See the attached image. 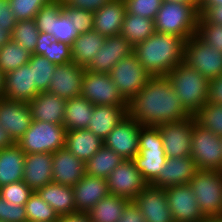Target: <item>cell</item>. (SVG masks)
<instances>
[{"label":"cell","instance_id":"obj_19","mask_svg":"<svg viewBox=\"0 0 222 222\" xmlns=\"http://www.w3.org/2000/svg\"><path fill=\"white\" fill-rule=\"evenodd\" d=\"M133 201L146 222H174L164 188L148 184Z\"/></svg>","mask_w":222,"mask_h":222},{"label":"cell","instance_id":"obj_35","mask_svg":"<svg viewBox=\"0 0 222 222\" xmlns=\"http://www.w3.org/2000/svg\"><path fill=\"white\" fill-rule=\"evenodd\" d=\"M129 200L112 194L97 202L87 214L91 222H119Z\"/></svg>","mask_w":222,"mask_h":222},{"label":"cell","instance_id":"obj_25","mask_svg":"<svg viewBox=\"0 0 222 222\" xmlns=\"http://www.w3.org/2000/svg\"><path fill=\"white\" fill-rule=\"evenodd\" d=\"M22 180L33 191H37L52 182V153L26 154Z\"/></svg>","mask_w":222,"mask_h":222},{"label":"cell","instance_id":"obj_21","mask_svg":"<svg viewBox=\"0 0 222 222\" xmlns=\"http://www.w3.org/2000/svg\"><path fill=\"white\" fill-rule=\"evenodd\" d=\"M85 175V162L77 158L66 147L52 153L53 182L74 186Z\"/></svg>","mask_w":222,"mask_h":222},{"label":"cell","instance_id":"obj_16","mask_svg":"<svg viewBox=\"0 0 222 222\" xmlns=\"http://www.w3.org/2000/svg\"><path fill=\"white\" fill-rule=\"evenodd\" d=\"M133 51V45L121 34L106 37L101 49L84 68L96 73L109 74L119 61L131 55Z\"/></svg>","mask_w":222,"mask_h":222},{"label":"cell","instance_id":"obj_14","mask_svg":"<svg viewBox=\"0 0 222 222\" xmlns=\"http://www.w3.org/2000/svg\"><path fill=\"white\" fill-rule=\"evenodd\" d=\"M110 194L133 201L148 183L133 160L122 161L108 176Z\"/></svg>","mask_w":222,"mask_h":222},{"label":"cell","instance_id":"obj_7","mask_svg":"<svg viewBox=\"0 0 222 222\" xmlns=\"http://www.w3.org/2000/svg\"><path fill=\"white\" fill-rule=\"evenodd\" d=\"M189 185L205 217L222 216V171L198 170Z\"/></svg>","mask_w":222,"mask_h":222},{"label":"cell","instance_id":"obj_26","mask_svg":"<svg viewBox=\"0 0 222 222\" xmlns=\"http://www.w3.org/2000/svg\"><path fill=\"white\" fill-rule=\"evenodd\" d=\"M93 30L105 37L119 35L126 14L124 0H111L94 13Z\"/></svg>","mask_w":222,"mask_h":222},{"label":"cell","instance_id":"obj_29","mask_svg":"<svg viewBox=\"0 0 222 222\" xmlns=\"http://www.w3.org/2000/svg\"><path fill=\"white\" fill-rule=\"evenodd\" d=\"M36 192L59 216L77 212L72 186L52 181Z\"/></svg>","mask_w":222,"mask_h":222},{"label":"cell","instance_id":"obj_48","mask_svg":"<svg viewBox=\"0 0 222 222\" xmlns=\"http://www.w3.org/2000/svg\"><path fill=\"white\" fill-rule=\"evenodd\" d=\"M0 221L3 222H26L25 206L7 202L0 195Z\"/></svg>","mask_w":222,"mask_h":222},{"label":"cell","instance_id":"obj_23","mask_svg":"<svg viewBox=\"0 0 222 222\" xmlns=\"http://www.w3.org/2000/svg\"><path fill=\"white\" fill-rule=\"evenodd\" d=\"M77 212H88L110 194L107 179L85 175L72 186Z\"/></svg>","mask_w":222,"mask_h":222},{"label":"cell","instance_id":"obj_57","mask_svg":"<svg viewBox=\"0 0 222 222\" xmlns=\"http://www.w3.org/2000/svg\"><path fill=\"white\" fill-rule=\"evenodd\" d=\"M222 5V0H203L198 8H210L211 6Z\"/></svg>","mask_w":222,"mask_h":222},{"label":"cell","instance_id":"obj_15","mask_svg":"<svg viewBox=\"0 0 222 222\" xmlns=\"http://www.w3.org/2000/svg\"><path fill=\"white\" fill-rule=\"evenodd\" d=\"M164 189L174 222H202L206 218L202 214L189 184L175 185Z\"/></svg>","mask_w":222,"mask_h":222},{"label":"cell","instance_id":"obj_45","mask_svg":"<svg viewBox=\"0 0 222 222\" xmlns=\"http://www.w3.org/2000/svg\"><path fill=\"white\" fill-rule=\"evenodd\" d=\"M196 35L206 44L222 53V25L204 22L199 17Z\"/></svg>","mask_w":222,"mask_h":222},{"label":"cell","instance_id":"obj_51","mask_svg":"<svg viewBox=\"0 0 222 222\" xmlns=\"http://www.w3.org/2000/svg\"><path fill=\"white\" fill-rule=\"evenodd\" d=\"M199 17L204 22L222 25V5L211 6L210 8H198Z\"/></svg>","mask_w":222,"mask_h":222},{"label":"cell","instance_id":"obj_53","mask_svg":"<svg viewBox=\"0 0 222 222\" xmlns=\"http://www.w3.org/2000/svg\"><path fill=\"white\" fill-rule=\"evenodd\" d=\"M208 102L222 105V75L210 80Z\"/></svg>","mask_w":222,"mask_h":222},{"label":"cell","instance_id":"obj_59","mask_svg":"<svg viewBox=\"0 0 222 222\" xmlns=\"http://www.w3.org/2000/svg\"><path fill=\"white\" fill-rule=\"evenodd\" d=\"M202 222H222V216L206 217Z\"/></svg>","mask_w":222,"mask_h":222},{"label":"cell","instance_id":"obj_31","mask_svg":"<svg viewBox=\"0 0 222 222\" xmlns=\"http://www.w3.org/2000/svg\"><path fill=\"white\" fill-rule=\"evenodd\" d=\"M25 155L16 143L0 150V187L22 181Z\"/></svg>","mask_w":222,"mask_h":222},{"label":"cell","instance_id":"obj_44","mask_svg":"<svg viewBox=\"0 0 222 222\" xmlns=\"http://www.w3.org/2000/svg\"><path fill=\"white\" fill-rule=\"evenodd\" d=\"M34 191L22 180L0 187V195L9 203L25 206Z\"/></svg>","mask_w":222,"mask_h":222},{"label":"cell","instance_id":"obj_12","mask_svg":"<svg viewBox=\"0 0 222 222\" xmlns=\"http://www.w3.org/2000/svg\"><path fill=\"white\" fill-rule=\"evenodd\" d=\"M80 95L93 105L128 107V102L118 91L111 76L106 73L85 70Z\"/></svg>","mask_w":222,"mask_h":222},{"label":"cell","instance_id":"obj_54","mask_svg":"<svg viewBox=\"0 0 222 222\" xmlns=\"http://www.w3.org/2000/svg\"><path fill=\"white\" fill-rule=\"evenodd\" d=\"M58 222H91L87 212H76L59 217Z\"/></svg>","mask_w":222,"mask_h":222},{"label":"cell","instance_id":"obj_55","mask_svg":"<svg viewBox=\"0 0 222 222\" xmlns=\"http://www.w3.org/2000/svg\"><path fill=\"white\" fill-rule=\"evenodd\" d=\"M15 142L12 140V138L8 135L7 131L3 129V127L0 125V150L10 147Z\"/></svg>","mask_w":222,"mask_h":222},{"label":"cell","instance_id":"obj_46","mask_svg":"<svg viewBox=\"0 0 222 222\" xmlns=\"http://www.w3.org/2000/svg\"><path fill=\"white\" fill-rule=\"evenodd\" d=\"M130 14L155 20L164 0H124Z\"/></svg>","mask_w":222,"mask_h":222},{"label":"cell","instance_id":"obj_61","mask_svg":"<svg viewBox=\"0 0 222 222\" xmlns=\"http://www.w3.org/2000/svg\"><path fill=\"white\" fill-rule=\"evenodd\" d=\"M198 4H200L203 0H195Z\"/></svg>","mask_w":222,"mask_h":222},{"label":"cell","instance_id":"obj_6","mask_svg":"<svg viewBox=\"0 0 222 222\" xmlns=\"http://www.w3.org/2000/svg\"><path fill=\"white\" fill-rule=\"evenodd\" d=\"M66 132L63 124L32 120L29 129L16 144L25 154L54 153L65 147Z\"/></svg>","mask_w":222,"mask_h":222},{"label":"cell","instance_id":"obj_52","mask_svg":"<svg viewBox=\"0 0 222 222\" xmlns=\"http://www.w3.org/2000/svg\"><path fill=\"white\" fill-rule=\"evenodd\" d=\"M119 222H146L143 214L140 212L134 201H129L125 205L122 217Z\"/></svg>","mask_w":222,"mask_h":222},{"label":"cell","instance_id":"obj_10","mask_svg":"<svg viewBox=\"0 0 222 222\" xmlns=\"http://www.w3.org/2000/svg\"><path fill=\"white\" fill-rule=\"evenodd\" d=\"M109 75L127 102L140 92L151 78L134 53L119 61Z\"/></svg>","mask_w":222,"mask_h":222},{"label":"cell","instance_id":"obj_49","mask_svg":"<svg viewBox=\"0 0 222 222\" xmlns=\"http://www.w3.org/2000/svg\"><path fill=\"white\" fill-rule=\"evenodd\" d=\"M111 0H60L62 6L95 12Z\"/></svg>","mask_w":222,"mask_h":222},{"label":"cell","instance_id":"obj_27","mask_svg":"<svg viewBox=\"0 0 222 222\" xmlns=\"http://www.w3.org/2000/svg\"><path fill=\"white\" fill-rule=\"evenodd\" d=\"M66 100L48 91L40 92L28 104L32 120L63 124Z\"/></svg>","mask_w":222,"mask_h":222},{"label":"cell","instance_id":"obj_40","mask_svg":"<svg viewBox=\"0 0 222 222\" xmlns=\"http://www.w3.org/2000/svg\"><path fill=\"white\" fill-rule=\"evenodd\" d=\"M28 221L58 222V213L34 191L25 204Z\"/></svg>","mask_w":222,"mask_h":222},{"label":"cell","instance_id":"obj_8","mask_svg":"<svg viewBox=\"0 0 222 222\" xmlns=\"http://www.w3.org/2000/svg\"><path fill=\"white\" fill-rule=\"evenodd\" d=\"M198 170L222 171V140L196 121L192 128L191 156Z\"/></svg>","mask_w":222,"mask_h":222},{"label":"cell","instance_id":"obj_4","mask_svg":"<svg viewBox=\"0 0 222 222\" xmlns=\"http://www.w3.org/2000/svg\"><path fill=\"white\" fill-rule=\"evenodd\" d=\"M198 3L163 1L154 20L155 32L176 35L188 40L196 34Z\"/></svg>","mask_w":222,"mask_h":222},{"label":"cell","instance_id":"obj_2","mask_svg":"<svg viewBox=\"0 0 222 222\" xmlns=\"http://www.w3.org/2000/svg\"><path fill=\"white\" fill-rule=\"evenodd\" d=\"M185 41L176 35L154 32L135 45L133 53L151 77L166 76L183 62Z\"/></svg>","mask_w":222,"mask_h":222},{"label":"cell","instance_id":"obj_60","mask_svg":"<svg viewBox=\"0 0 222 222\" xmlns=\"http://www.w3.org/2000/svg\"><path fill=\"white\" fill-rule=\"evenodd\" d=\"M164 1H171V2H178V3H197L195 0H164Z\"/></svg>","mask_w":222,"mask_h":222},{"label":"cell","instance_id":"obj_39","mask_svg":"<svg viewBox=\"0 0 222 222\" xmlns=\"http://www.w3.org/2000/svg\"><path fill=\"white\" fill-rule=\"evenodd\" d=\"M32 70L33 83L37 87V94L48 91L56 65L41 55L32 54L28 62Z\"/></svg>","mask_w":222,"mask_h":222},{"label":"cell","instance_id":"obj_42","mask_svg":"<svg viewBox=\"0 0 222 222\" xmlns=\"http://www.w3.org/2000/svg\"><path fill=\"white\" fill-rule=\"evenodd\" d=\"M194 117L198 124L222 137V105L207 102Z\"/></svg>","mask_w":222,"mask_h":222},{"label":"cell","instance_id":"obj_41","mask_svg":"<svg viewBox=\"0 0 222 222\" xmlns=\"http://www.w3.org/2000/svg\"><path fill=\"white\" fill-rule=\"evenodd\" d=\"M39 30L34 19L17 20L12 31V40L33 53L38 42Z\"/></svg>","mask_w":222,"mask_h":222},{"label":"cell","instance_id":"obj_13","mask_svg":"<svg viewBox=\"0 0 222 222\" xmlns=\"http://www.w3.org/2000/svg\"><path fill=\"white\" fill-rule=\"evenodd\" d=\"M195 121L194 116H189L181 121L156 126L167 158L191 156L192 128Z\"/></svg>","mask_w":222,"mask_h":222},{"label":"cell","instance_id":"obj_50","mask_svg":"<svg viewBox=\"0 0 222 222\" xmlns=\"http://www.w3.org/2000/svg\"><path fill=\"white\" fill-rule=\"evenodd\" d=\"M17 19L14 16L9 0H0V27L13 31Z\"/></svg>","mask_w":222,"mask_h":222},{"label":"cell","instance_id":"obj_9","mask_svg":"<svg viewBox=\"0 0 222 222\" xmlns=\"http://www.w3.org/2000/svg\"><path fill=\"white\" fill-rule=\"evenodd\" d=\"M183 62L209 80L222 75V53L196 34L185 41Z\"/></svg>","mask_w":222,"mask_h":222},{"label":"cell","instance_id":"obj_28","mask_svg":"<svg viewBox=\"0 0 222 222\" xmlns=\"http://www.w3.org/2000/svg\"><path fill=\"white\" fill-rule=\"evenodd\" d=\"M126 115L127 107L94 105L87 129L104 140Z\"/></svg>","mask_w":222,"mask_h":222},{"label":"cell","instance_id":"obj_38","mask_svg":"<svg viewBox=\"0 0 222 222\" xmlns=\"http://www.w3.org/2000/svg\"><path fill=\"white\" fill-rule=\"evenodd\" d=\"M32 53L10 39L0 49V71L6 75L29 62Z\"/></svg>","mask_w":222,"mask_h":222},{"label":"cell","instance_id":"obj_17","mask_svg":"<svg viewBox=\"0 0 222 222\" xmlns=\"http://www.w3.org/2000/svg\"><path fill=\"white\" fill-rule=\"evenodd\" d=\"M139 123L128 114L103 140L104 146L112 149L123 159L132 160L139 152Z\"/></svg>","mask_w":222,"mask_h":222},{"label":"cell","instance_id":"obj_47","mask_svg":"<svg viewBox=\"0 0 222 222\" xmlns=\"http://www.w3.org/2000/svg\"><path fill=\"white\" fill-rule=\"evenodd\" d=\"M62 11L67 15L68 19L75 25L76 30L82 34L93 30L94 14L84 9L72 7H62Z\"/></svg>","mask_w":222,"mask_h":222},{"label":"cell","instance_id":"obj_36","mask_svg":"<svg viewBox=\"0 0 222 222\" xmlns=\"http://www.w3.org/2000/svg\"><path fill=\"white\" fill-rule=\"evenodd\" d=\"M155 32L153 19L136 16L126 11L120 34L127 39L133 47L148 39Z\"/></svg>","mask_w":222,"mask_h":222},{"label":"cell","instance_id":"obj_24","mask_svg":"<svg viewBox=\"0 0 222 222\" xmlns=\"http://www.w3.org/2000/svg\"><path fill=\"white\" fill-rule=\"evenodd\" d=\"M37 95L28 63L5 75L4 98L29 103Z\"/></svg>","mask_w":222,"mask_h":222},{"label":"cell","instance_id":"obj_5","mask_svg":"<svg viewBox=\"0 0 222 222\" xmlns=\"http://www.w3.org/2000/svg\"><path fill=\"white\" fill-rule=\"evenodd\" d=\"M138 144L139 152L132 160L144 180L151 184L159 176L167 159L158 128L139 124Z\"/></svg>","mask_w":222,"mask_h":222},{"label":"cell","instance_id":"obj_33","mask_svg":"<svg viewBox=\"0 0 222 222\" xmlns=\"http://www.w3.org/2000/svg\"><path fill=\"white\" fill-rule=\"evenodd\" d=\"M105 38L96 30L80 34L71 45L72 62L85 67L101 49Z\"/></svg>","mask_w":222,"mask_h":222},{"label":"cell","instance_id":"obj_32","mask_svg":"<svg viewBox=\"0 0 222 222\" xmlns=\"http://www.w3.org/2000/svg\"><path fill=\"white\" fill-rule=\"evenodd\" d=\"M94 105L83 96L66 100L63 126L67 131L87 129Z\"/></svg>","mask_w":222,"mask_h":222},{"label":"cell","instance_id":"obj_43","mask_svg":"<svg viewBox=\"0 0 222 222\" xmlns=\"http://www.w3.org/2000/svg\"><path fill=\"white\" fill-rule=\"evenodd\" d=\"M54 0H9L10 6L17 20L34 19L36 14L45 5Z\"/></svg>","mask_w":222,"mask_h":222},{"label":"cell","instance_id":"obj_56","mask_svg":"<svg viewBox=\"0 0 222 222\" xmlns=\"http://www.w3.org/2000/svg\"><path fill=\"white\" fill-rule=\"evenodd\" d=\"M12 38V32L0 27V49Z\"/></svg>","mask_w":222,"mask_h":222},{"label":"cell","instance_id":"obj_58","mask_svg":"<svg viewBox=\"0 0 222 222\" xmlns=\"http://www.w3.org/2000/svg\"><path fill=\"white\" fill-rule=\"evenodd\" d=\"M5 75L0 71V98H4Z\"/></svg>","mask_w":222,"mask_h":222},{"label":"cell","instance_id":"obj_20","mask_svg":"<svg viewBox=\"0 0 222 222\" xmlns=\"http://www.w3.org/2000/svg\"><path fill=\"white\" fill-rule=\"evenodd\" d=\"M84 71V67L73 62L56 65L48 92L64 100L80 96Z\"/></svg>","mask_w":222,"mask_h":222},{"label":"cell","instance_id":"obj_37","mask_svg":"<svg viewBox=\"0 0 222 222\" xmlns=\"http://www.w3.org/2000/svg\"><path fill=\"white\" fill-rule=\"evenodd\" d=\"M124 159L104 145L85 162V174L107 179Z\"/></svg>","mask_w":222,"mask_h":222},{"label":"cell","instance_id":"obj_22","mask_svg":"<svg viewBox=\"0 0 222 222\" xmlns=\"http://www.w3.org/2000/svg\"><path fill=\"white\" fill-rule=\"evenodd\" d=\"M197 171L198 168L190 156L167 158L159 176L151 185L167 188L175 185L189 184Z\"/></svg>","mask_w":222,"mask_h":222},{"label":"cell","instance_id":"obj_18","mask_svg":"<svg viewBox=\"0 0 222 222\" xmlns=\"http://www.w3.org/2000/svg\"><path fill=\"white\" fill-rule=\"evenodd\" d=\"M32 112L28 103L0 98V125L16 143L29 129Z\"/></svg>","mask_w":222,"mask_h":222},{"label":"cell","instance_id":"obj_3","mask_svg":"<svg viewBox=\"0 0 222 222\" xmlns=\"http://www.w3.org/2000/svg\"><path fill=\"white\" fill-rule=\"evenodd\" d=\"M166 77L179 95L182 107L194 116L208 102L210 80L182 62Z\"/></svg>","mask_w":222,"mask_h":222},{"label":"cell","instance_id":"obj_30","mask_svg":"<svg viewBox=\"0 0 222 222\" xmlns=\"http://www.w3.org/2000/svg\"><path fill=\"white\" fill-rule=\"evenodd\" d=\"M104 141L88 129L66 132L65 147L82 161H88L102 146Z\"/></svg>","mask_w":222,"mask_h":222},{"label":"cell","instance_id":"obj_34","mask_svg":"<svg viewBox=\"0 0 222 222\" xmlns=\"http://www.w3.org/2000/svg\"><path fill=\"white\" fill-rule=\"evenodd\" d=\"M47 58L55 65L72 62L71 46L65 42H58L49 33L39 32L35 51L32 53Z\"/></svg>","mask_w":222,"mask_h":222},{"label":"cell","instance_id":"obj_11","mask_svg":"<svg viewBox=\"0 0 222 222\" xmlns=\"http://www.w3.org/2000/svg\"><path fill=\"white\" fill-rule=\"evenodd\" d=\"M62 7L60 0H54L41 8L34 21L39 32L49 33L56 41L65 42L71 46L80 33L62 11Z\"/></svg>","mask_w":222,"mask_h":222},{"label":"cell","instance_id":"obj_1","mask_svg":"<svg viewBox=\"0 0 222 222\" xmlns=\"http://www.w3.org/2000/svg\"><path fill=\"white\" fill-rule=\"evenodd\" d=\"M127 114L143 126L177 122L191 116L166 76L151 77L128 102Z\"/></svg>","mask_w":222,"mask_h":222}]
</instances>
